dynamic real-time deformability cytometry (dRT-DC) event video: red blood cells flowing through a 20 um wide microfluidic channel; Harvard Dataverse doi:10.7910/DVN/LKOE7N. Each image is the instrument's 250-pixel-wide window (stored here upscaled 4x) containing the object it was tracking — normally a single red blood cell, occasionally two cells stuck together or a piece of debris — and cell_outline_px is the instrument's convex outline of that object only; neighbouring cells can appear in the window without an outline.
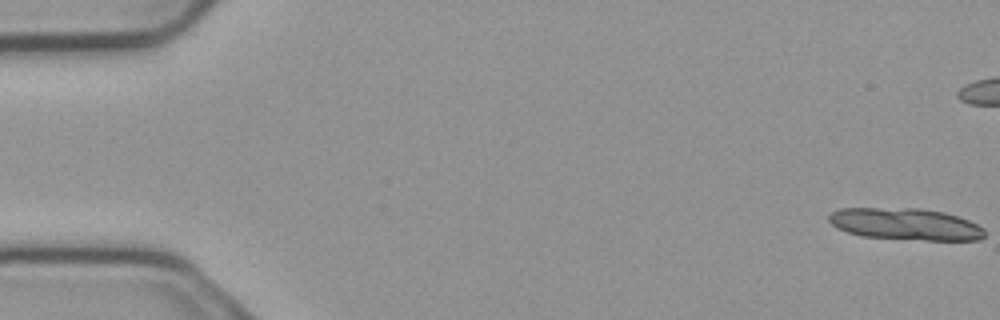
{"species": "common noctule bat (a hibernating species)", "species_latin": "Nyctalus noctula", "temperature_condition": "cold", "stored_images_in_passage": 5, "camera_frame_rate_fps": 3000, "um_per_image_px": 0.085, "animal": {"sex": "male", "body_mass_g": 23.1, "forearm_length_mm": 52.7}, "frame": {"image": 1, "passage_image": 1, "time_ms": 0.0, "image_size_px": [1000, 320], "cell_outline_px": [[984, 236], [980, 240], [924, 240], [860, 236], [836, 228], [828, 220], [828, 216], [832, 212], [840, 208], [920, 208], [944, 212], [968, 220], [984, 228]], "centroid_in_image_um": [76.95, 19.05], "position_along_channel_um": 8.1, "area_um2": 28.9}}